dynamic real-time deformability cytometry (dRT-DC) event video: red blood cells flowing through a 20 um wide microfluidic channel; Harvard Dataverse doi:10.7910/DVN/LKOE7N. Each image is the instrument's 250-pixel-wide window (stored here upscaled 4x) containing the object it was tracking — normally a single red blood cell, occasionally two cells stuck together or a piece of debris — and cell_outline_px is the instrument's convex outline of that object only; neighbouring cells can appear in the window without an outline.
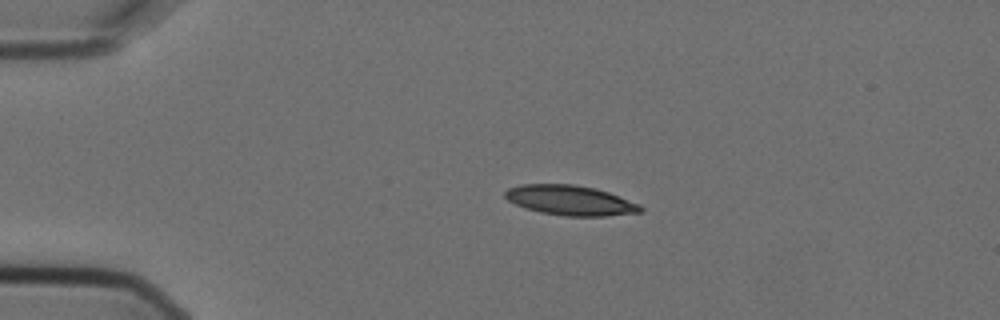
{"species": "Egyptian fruit bat (a non-hibernating species)", "species_latin": "Rousettus aegyptiacus", "temperature_condition": "cold", "stored_images_in_passage": 4, "camera_frame_rate_fps": 3000, "um_per_image_px": 0.085, "animal": {"sex": "female"}, "frame": {"image": 1, "passage_image": 3, "time_ms": 0.667, "image_size_px": [1000, 320], "cell_outline_px": [[644, 212], [604, 216], [564, 216], [540, 212], [516, 204], [508, 200], [504, 196], [504, 192], [508, 188], [520, 184], [576, 184], [596, 188], [608, 192], [640, 204], [644, 208]], "centroid_in_image_um": [48.5, 17.02], "position_along_channel_um": 36.5, "area_um2": 23.7}}